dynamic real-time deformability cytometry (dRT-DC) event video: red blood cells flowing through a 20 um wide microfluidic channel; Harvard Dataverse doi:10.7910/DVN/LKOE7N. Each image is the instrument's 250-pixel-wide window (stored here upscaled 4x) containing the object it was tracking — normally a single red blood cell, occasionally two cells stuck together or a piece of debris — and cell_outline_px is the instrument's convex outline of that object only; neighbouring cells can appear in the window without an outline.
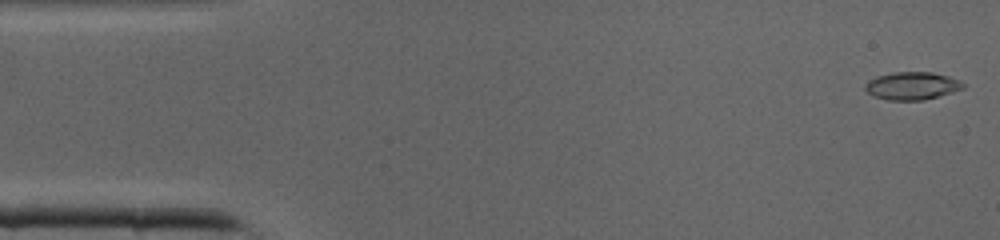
{"species": "common noctule bat (a hibernating species)", "species_latin": "Nyctalus noctula", "temperature_condition": "cold", "stored_images_in_passage": 37, "camera_frame_rate_fps": 3000, "um_per_image_px": 0.085, "animal": {"sex": "male", "body_mass_g": 19.0, "forearm_length_mm": 50.8}, "frame": {"image": 1, "passage_image": 1, "time_ms": 0.0, "image_size_px": [1000, 240], "cell_outline_px": [[964, 88], [952, 92], [924, 100], [888, 100], [872, 96], [864, 88], [864, 84], [868, 80], [876, 76], [892, 72], [932, 72], [948, 76], [960, 80], [964, 84]], "centroid_in_image_um": [77.49, 7.29], "position_along_channel_um": 7.5, "area_um2": 15.95}}
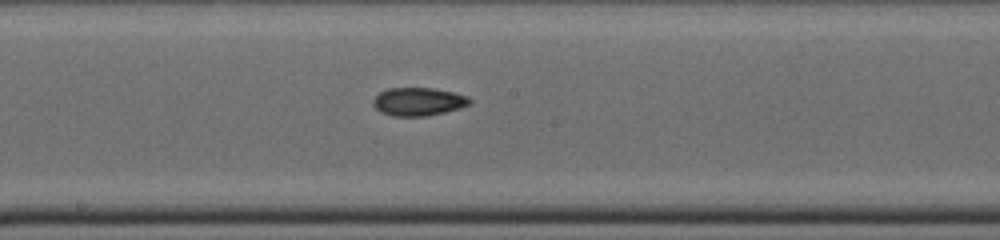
{"frame": {"image": 2, "passage_image": 21, "time_ms": 6.667, "image_size_px": [1000, 240], "cell_outline_px": [[472, 100], [468, 104], [444, 112], [424, 116], [396, 116], [380, 112], [372, 104], [372, 100], [380, 92], [388, 88], [432, 88], [452, 92], [468, 96]], "centroid_in_image_um": [35.51, 8.63], "position_along_channel_um": 212.7, "area_um2": 15.61}}
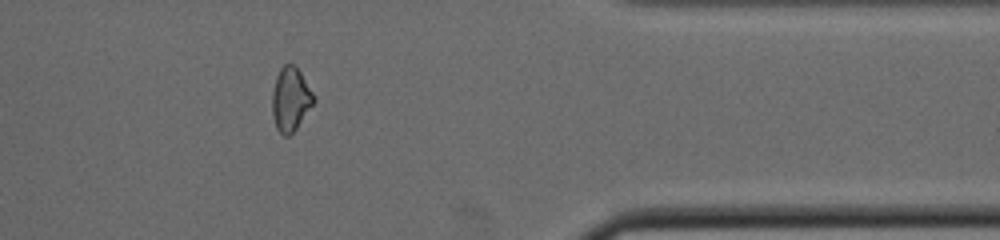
{"frame": {"image": 3, "passage_image": 33, "time_ms": 10.667, "image_size_px": [1000, 240], "cell_outline_px": [[316, 100], [296, 128], [288, 136], [284, 136], [276, 128], [272, 112], [272, 92], [276, 76], [280, 68], [284, 64], [292, 64], [300, 72], [316, 96]], "centroid_in_image_um": [24.7, 8.42], "position_along_channel_um": 386.7, "area_um2": 15.37}}